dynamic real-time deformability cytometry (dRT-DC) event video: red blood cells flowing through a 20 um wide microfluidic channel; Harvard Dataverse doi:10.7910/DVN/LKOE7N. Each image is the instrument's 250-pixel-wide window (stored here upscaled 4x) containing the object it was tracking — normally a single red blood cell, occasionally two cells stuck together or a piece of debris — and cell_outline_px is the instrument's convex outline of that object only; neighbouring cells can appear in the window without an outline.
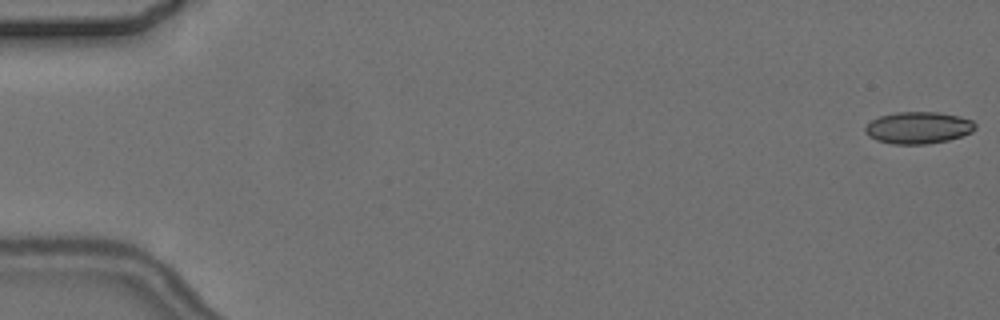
{"species": "common noctule bat (a hibernating species)", "species_latin": "Nyctalus noctula", "temperature_condition": "cold", "stored_images_in_passage": 6, "camera_frame_rate_fps": 3000, "um_per_image_px": 0.085, "animal": {"sex": "female", "body_mass_g": 24.6, "forearm_length_mm": 56.2}, "frame": {"image": 1, "passage_image": 1, "time_ms": 0.0, "image_size_px": [1000, 320], "cell_outline_px": [[976, 128], [972, 132], [948, 140], [928, 144], [892, 144], [876, 140], [868, 136], [864, 132], [864, 128], [872, 120], [880, 116], [896, 112], [936, 112], [960, 116], [972, 120], [976, 124]], "centroid_in_image_um": [78.05, 10.86], "position_along_channel_um": 6.9, "area_um2": 20.52}}
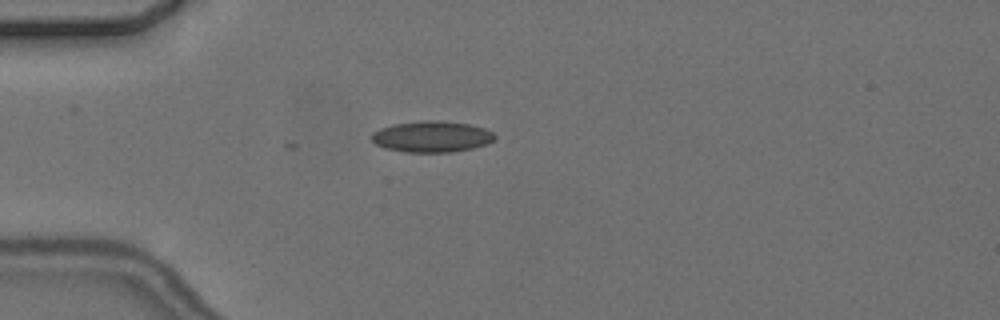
{"frame": {"image": 2, "passage_image": 5, "time_ms": 5.0, "image_size_px": [1000, 320], "cell_outline_px": [[496, 136], [488, 144], [472, 148], [452, 152], [404, 152], [384, 148], [376, 144], [372, 140], [372, 132], [380, 128], [392, 124], [424, 120], [440, 120], [468, 124], [484, 128], [492, 132]], "centroid_in_image_um": [36.68, 11.61], "position_along_channel_um": 48.3, "area_um2": 22.43}}